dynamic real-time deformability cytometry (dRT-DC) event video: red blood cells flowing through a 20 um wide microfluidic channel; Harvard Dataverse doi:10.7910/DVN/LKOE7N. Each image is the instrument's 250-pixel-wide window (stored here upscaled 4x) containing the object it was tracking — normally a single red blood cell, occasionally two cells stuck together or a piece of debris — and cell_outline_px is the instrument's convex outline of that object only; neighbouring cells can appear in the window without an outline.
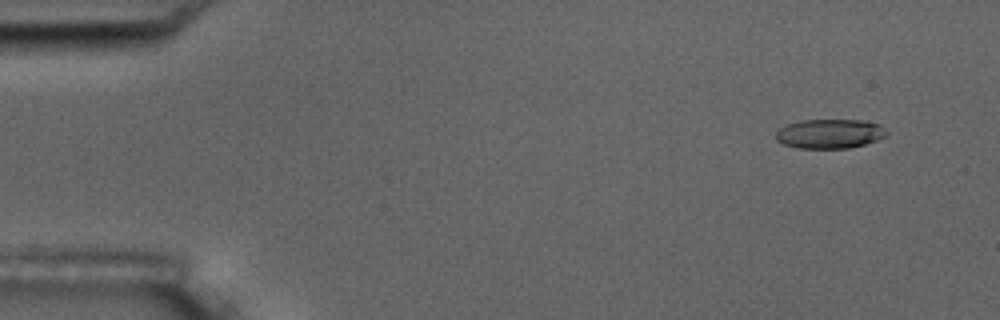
{"species": "common noctule bat (a hibernating species)", "species_latin": "Nyctalus noctula", "temperature_condition": "room temperature", "stored_images_in_passage": 5, "camera_frame_rate_fps": 3000, "um_per_image_px": 0.085, "animal": {"sex": "male", "body_mass_g": 17.5, "forearm_length_mm": 52.3}, "frame": {"image": 1, "passage_image": 1, "time_ms": 0.0, "image_size_px": [1000, 320], "cell_outline_px": [[888, 136], [864, 144], [848, 148], [800, 148], [784, 144], [776, 140], [776, 132], [780, 128], [788, 124], [800, 120], [864, 120], [880, 124], [888, 132]], "centroid_in_image_um": [70.56, 11.36], "position_along_channel_um": 14.4, "area_um2": 18.96}}
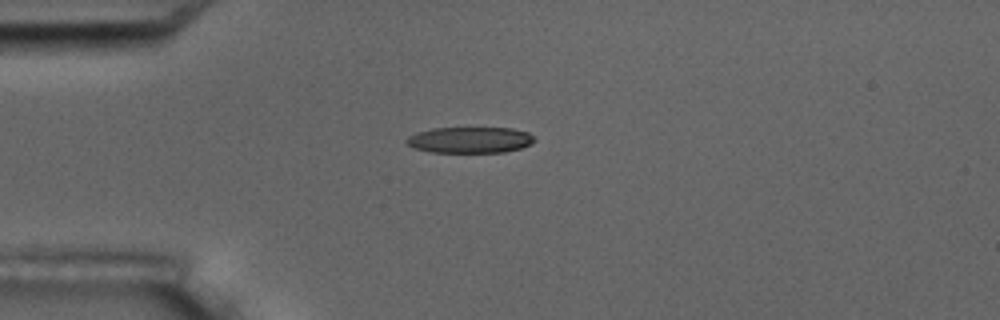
{"frame": {"image": 2, "passage_image": 3, "time_ms": 3.333, "image_size_px": [1000, 320], "cell_outline_px": [[536, 140], [532, 144], [520, 148], [504, 152], [432, 152], [416, 148], [408, 144], [404, 140], [408, 136], [416, 132], [432, 128], [512, 128], [528, 132]], "centroid_in_image_um": [39.95, 11.89], "position_along_channel_um": 45.0, "area_um2": 19.42}}